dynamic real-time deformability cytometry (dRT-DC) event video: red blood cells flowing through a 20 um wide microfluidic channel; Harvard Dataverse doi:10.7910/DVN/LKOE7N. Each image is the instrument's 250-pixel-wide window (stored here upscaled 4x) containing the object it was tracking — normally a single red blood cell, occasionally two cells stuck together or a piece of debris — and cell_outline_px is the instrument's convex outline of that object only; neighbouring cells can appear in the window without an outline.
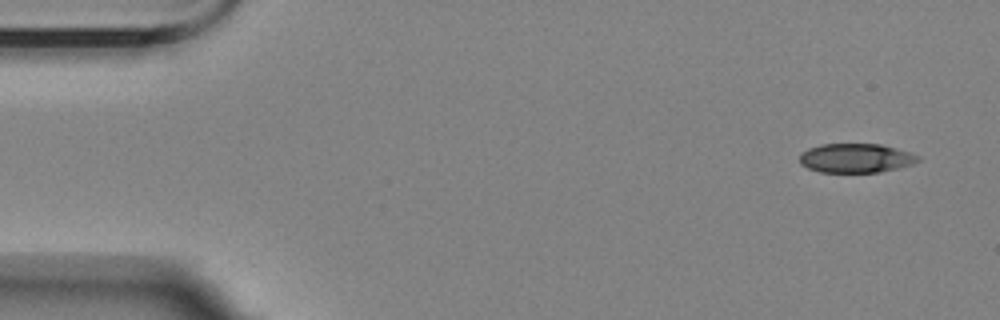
{"species": "Egyptian fruit bat (a non-hibernating species)", "species_latin": "Rousettus aegyptiacus", "temperature_condition": "room temperature", "stored_images_in_passage": 8, "camera_frame_rate_fps": 3000, "um_per_image_px": 0.085, "animal": {"sex": "female"}, "frame": {"image": 1, "passage_image": 1, "time_ms": 0.0, "image_size_px": [1000, 320], "cell_outline_px": [[920, 160], [912, 164], [900, 168], [880, 172], [820, 172], [808, 168], [800, 164], [800, 152], [808, 148], [820, 144], [880, 144], [896, 148], [920, 156]], "centroid_in_image_um": [72.73, 13.44], "position_along_channel_um": 12.3, "area_um2": 20.23}}
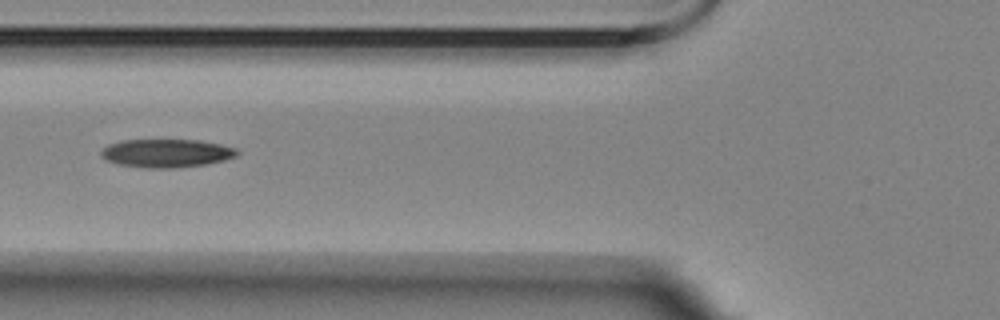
{"frame": {"image": 2, "passage_image": 5, "time_ms": 6.0, "image_size_px": [1000, 320], "cell_outline_px": [[240, 152], [236, 156], [224, 160], [204, 164], [176, 168], [148, 168], [116, 164], [104, 160], [100, 156], [100, 152], [108, 144], [120, 140], [200, 140], [220, 144], [236, 148]], "centroid_in_image_um": [14.11, 13.02], "position_along_channel_um": 111.7, "area_um2": 22.6}}
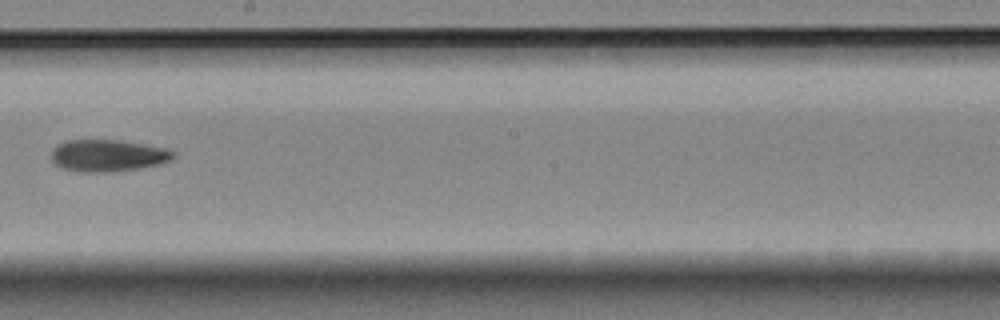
{"frame": {"image": 3, "passage_image": 8, "time_ms": 9.667, "image_size_px": [1000, 320], "cell_outline_px": [[176, 156], [172, 160], [160, 164], [112, 172], [76, 172], [60, 168], [52, 160], [52, 148], [56, 144], [68, 140], [116, 140], [144, 144], [164, 148], [176, 152]], "centroid_in_image_um": [9.15, 13.23], "position_along_channel_um": 239.1, "area_um2": 22.83}}